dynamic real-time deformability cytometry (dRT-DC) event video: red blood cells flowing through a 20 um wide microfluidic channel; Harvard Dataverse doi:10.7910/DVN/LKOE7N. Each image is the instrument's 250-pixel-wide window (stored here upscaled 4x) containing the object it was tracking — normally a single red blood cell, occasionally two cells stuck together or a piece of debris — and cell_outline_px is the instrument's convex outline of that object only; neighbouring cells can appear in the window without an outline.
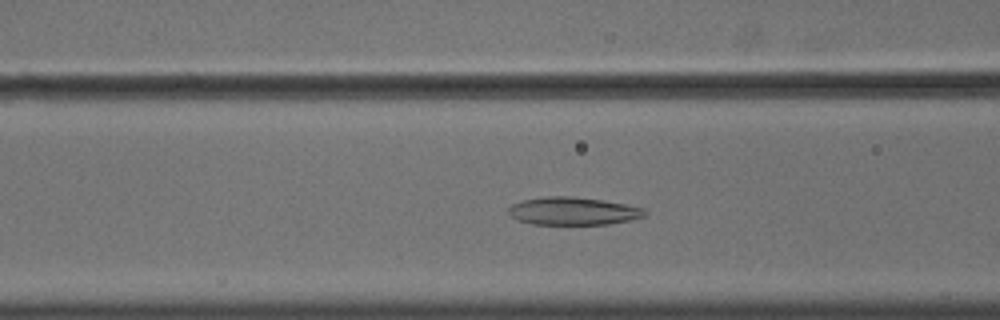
{"species": "common noctule bat (a hibernating species)", "species_latin": "Nyctalus noctula", "temperature_condition": "cold", "stored_images_in_passage": 53, "camera_frame_rate_fps": 3000, "um_per_image_px": 0.085, "animal": {"sex": "male", "body_mass_g": 18.8}, "frame": {"image": 1, "passage_image": 23, "time_ms": 7.333, "image_size_px": [1000, 320], "cell_outline_px": [[648, 212], [644, 216], [628, 220], [608, 224], [532, 224], [516, 220], [508, 212], [508, 208], [512, 204], [524, 200], [544, 196], [572, 196], [604, 200], [644, 208]], "centroid_in_image_um": [48.7, 17.93], "position_along_channel_um": 117.9, "area_um2": 22.08}}
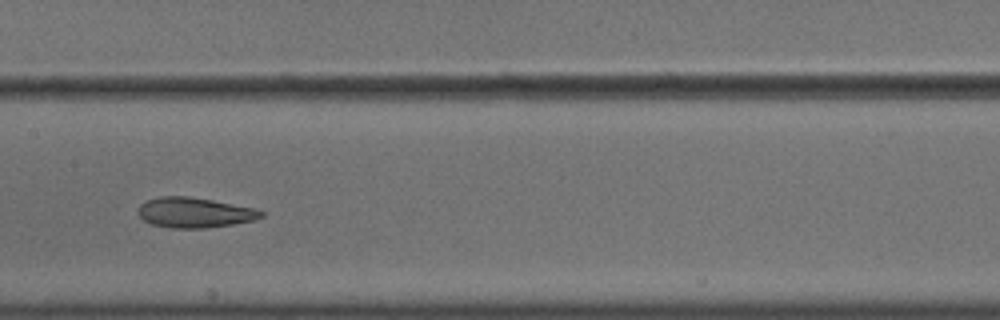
{"frame": {"image": 2, "passage_image": 29, "time_ms": 9.333, "image_size_px": [1000, 320], "cell_outline_px": [[264, 216], [252, 220], [232, 224], [204, 228], [168, 228], [152, 224], [144, 220], [136, 212], [140, 204], [148, 200], [160, 196], [188, 196], [212, 200], [256, 208], [264, 212]], "centroid_in_image_um": [16.51, 18.06], "position_along_channel_um": 190.9, "area_um2": 21.62}}
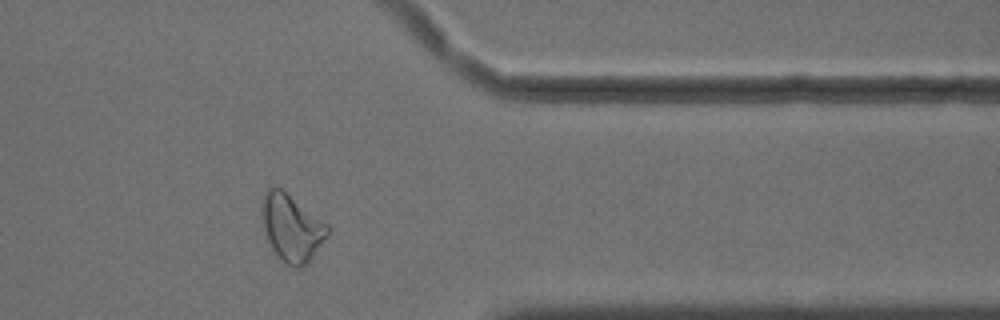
{"frame": {"image": 3, "passage_image": 46, "time_ms": 15.0, "image_size_px": [1000, 320], "cell_outline_px": [[328, 232], [308, 264], [300, 268], [296, 268], [288, 264], [272, 248], [268, 240], [264, 228], [260, 212], [260, 208], [264, 196], [268, 188], [272, 184], [280, 188], [328, 224]], "centroid_in_image_um": [24.76, 19.33], "position_along_channel_um": 386.6, "area_um2": 25.14}}